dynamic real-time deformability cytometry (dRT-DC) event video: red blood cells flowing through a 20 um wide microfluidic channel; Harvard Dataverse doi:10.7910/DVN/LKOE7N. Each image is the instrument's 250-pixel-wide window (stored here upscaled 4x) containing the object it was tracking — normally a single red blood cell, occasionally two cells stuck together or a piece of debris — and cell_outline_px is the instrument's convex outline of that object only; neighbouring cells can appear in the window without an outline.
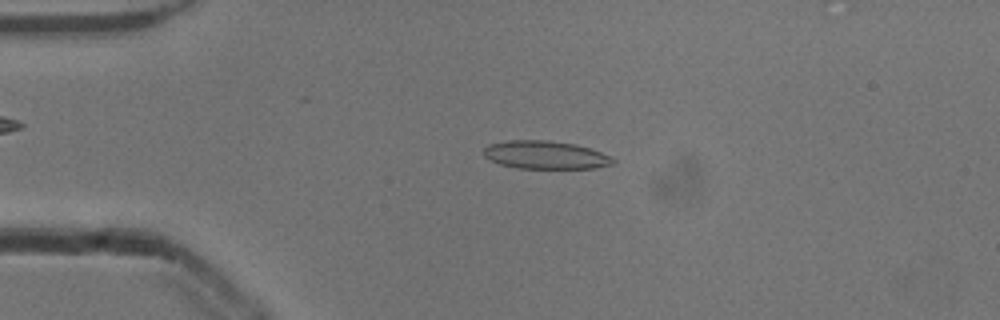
{"species": "common noctule bat (a hibernating species)", "species_latin": "Nyctalus noctula", "temperature_condition": "cold", "stored_images_in_passage": 51, "camera_frame_rate_fps": 3000, "um_per_image_px": 0.085, "animal": {"sex": "male", "body_mass_g": 13.3}, "frame": {"image": 1, "passage_image": 11, "time_ms": 3.333, "image_size_px": [1000, 320], "cell_outline_px": [[616, 164], [596, 168], [516, 168], [500, 164], [484, 156], [484, 148], [488, 144], [508, 140], [548, 140], [576, 144], [600, 152], [616, 160]], "centroid_in_image_um": [46.37, 13.17], "position_along_channel_um": 38.6, "area_um2": 21.15}}
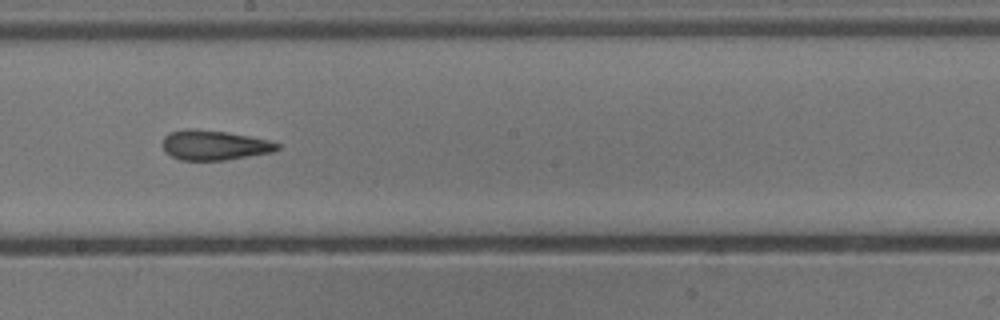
{"frame": {"image": 2, "passage_image": 28, "time_ms": 9.0, "image_size_px": [1000, 320], "cell_outline_px": [[280, 148], [272, 152], [224, 160], [180, 160], [164, 152], [160, 144], [164, 136], [168, 132], [184, 128], [192, 128], [228, 132], [268, 140], [280, 144]], "centroid_in_image_um": [18.13, 12.32], "position_along_channel_um": 230.1, "area_um2": 20.17}}
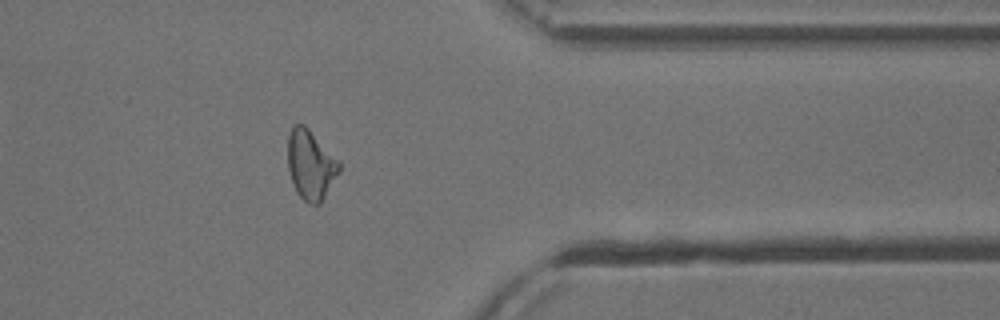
{"frame": {"image": 3, "passage_image": 41, "time_ms": 13.333, "image_size_px": [1000, 320], "cell_outline_px": [[340, 168], [320, 204], [308, 204], [296, 192], [288, 168], [288, 136], [292, 128], [296, 124], [304, 124], [340, 160]], "centroid_in_image_um": [26.4, 13.99], "position_along_channel_um": 385.0, "area_um2": 20.58}, "authors_computed_cell_mechanics": {"area_um2": 20.9814, "velocity_mm_per_s": 3.9203, "shape_relaxation_time_tau1_ms": 6.0953, "shape_relaxation_time_tau2_ms": 2.4221, "deformation_change_tau1": 0.1767, "deformation_change_tau2": 0.13}}